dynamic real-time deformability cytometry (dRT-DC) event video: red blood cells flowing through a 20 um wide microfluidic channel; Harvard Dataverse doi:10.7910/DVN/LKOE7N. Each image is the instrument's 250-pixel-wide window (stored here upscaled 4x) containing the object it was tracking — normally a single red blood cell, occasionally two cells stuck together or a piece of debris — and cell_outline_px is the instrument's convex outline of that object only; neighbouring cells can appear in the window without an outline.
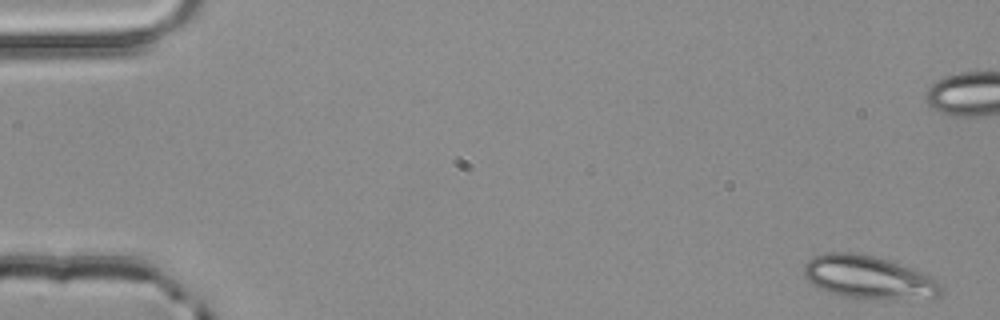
{"species": "common noctule bat (a hibernating species)", "species_latin": "Nyctalus noctula", "temperature_condition": "room temperature", "stored_images_in_passage": 4, "camera_frame_rate_fps": 3000, "um_per_image_px": 0.085, "animal": {"sex": "male", "body_mass_g": 20.4}, "frame": {"image": 1, "passage_image": 1, "time_ms": 0.0, "image_size_px": [1000, 320], "cell_outline_px": [[940, 296], [868, 300], [844, 296], [820, 288], [812, 284], [804, 276], [804, 264], [812, 256], [824, 252], [852, 252], [872, 256], [888, 260], [920, 272], [928, 276], [940, 284]], "centroid_in_image_um": [73.73, 23.56], "position_along_channel_um": 11.3, "area_um2": 33.87}}